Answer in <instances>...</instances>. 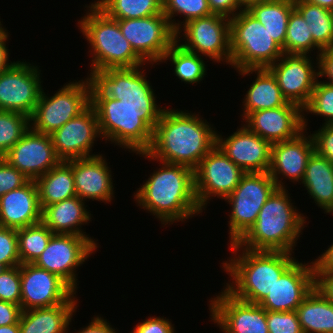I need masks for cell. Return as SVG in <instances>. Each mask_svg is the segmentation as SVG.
I'll list each match as a JSON object with an SVG mask.
<instances>
[{"label": "cell", "mask_w": 333, "mask_h": 333, "mask_svg": "<svg viewBox=\"0 0 333 333\" xmlns=\"http://www.w3.org/2000/svg\"><path fill=\"white\" fill-rule=\"evenodd\" d=\"M21 314V306L0 300V326L19 323Z\"/></svg>", "instance_id": "681fc988"}, {"label": "cell", "mask_w": 333, "mask_h": 333, "mask_svg": "<svg viewBox=\"0 0 333 333\" xmlns=\"http://www.w3.org/2000/svg\"><path fill=\"white\" fill-rule=\"evenodd\" d=\"M303 333H333V303L316 287L297 307Z\"/></svg>", "instance_id": "1f68e13d"}, {"label": "cell", "mask_w": 333, "mask_h": 333, "mask_svg": "<svg viewBox=\"0 0 333 333\" xmlns=\"http://www.w3.org/2000/svg\"><path fill=\"white\" fill-rule=\"evenodd\" d=\"M28 63L14 61L0 72V110L22 113L30 118L43 88L39 67Z\"/></svg>", "instance_id": "9a60e30c"}, {"label": "cell", "mask_w": 333, "mask_h": 333, "mask_svg": "<svg viewBox=\"0 0 333 333\" xmlns=\"http://www.w3.org/2000/svg\"><path fill=\"white\" fill-rule=\"evenodd\" d=\"M89 213L85 201L75 196L44 207L41 212V221L53 233L85 236L98 248L96 240L81 229L82 225L91 221V213Z\"/></svg>", "instance_id": "4316f807"}, {"label": "cell", "mask_w": 333, "mask_h": 333, "mask_svg": "<svg viewBox=\"0 0 333 333\" xmlns=\"http://www.w3.org/2000/svg\"><path fill=\"white\" fill-rule=\"evenodd\" d=\"M2 158L29 180H36L61 161L51 136L31 128Z\"/></svg>", "instance_id": "44dd1931"}, {"label": "cell", "mask_w": 333, "mask_h": 333, "mask_svg": "<svg viewBox=\"0 0 333 333\" xmlns=\"http://www.w3.org/2000/svg\"><path fill=\"white\" fill-rule=\"evenodd\" d=\"M29 179L0 157V197L25 185Z\"/></svg>", "instance_id": "f6af8a7d"}, {"label": "cell", "mask_w": 333, "mask_h": 333, "mask_svg": "<svg viewBox=\"0 0 333 333\" xmlns=\"http://www.w3.org/2000/svg\"><path fill=\"white\" fill-rule=\"evenodd\" d=\"M0 333H20L19 323L0 326Z\"/></svg>", "instance_id": "6f0895ef"}, {"label": "cell", "mask_w": 333, "mask_h": 333, "mask_svg": "<svg viewBox=\"0 0 333 333\" xmlns=\"http://www.w3.org/2000/svg\"><path fill=\"white\" fill-rule=\"evenodd\" d=\"M50 136L56 155L61 161L99 155L91 154L96 138L102 139L96 110L89 105Z\"/></svg>", "instance_id": "ffe728a7"}, {"label": "cell", "mask_w": 333, "mask_h": 333, "mask_svg": "<svg viewBox=\"0 0 333 333\" xmlns=\"http://www.w3.org/2000/svg\"><path fill=\"white\" fill-rule=\"evenodd\" d=\"M231 66L241 69L269 68L284 53L265 27L247 10L230 18Z\"/></svg>", "instance_id": "ba28073f"}, {"label": "cell", "mask_w": 333, "mask_h": 333, "mask_svg": "<svg viewBox=\"0 0 333 333\" xmlns=\"http://www.w3.org/2000/svg\"><path fill=\"white\" fill-rule=\"evenodd\" d=\"M210 299V319L223 333H269L266 310L259 304L240 300L225 288Z\"/></svg>", "instance_id": "ac0fdd59"}, {"label": "cell", "mask_w": 333, "mask_h": 333, "mask_svg": "<svg viewBox=\"0 0 333 333\" xmlns=\"http://www.w3.org/2000/svg\"><path fill=\"white\" fill-rule=\"evenodd\" d=\"M269 333H303L296 311H266Z\"/></svg>", "instance_id": "ee69618b"}, {"label": "cell", "mask_w": 333, "mask_h": 333, "mask_svg": "<svg viewBox=\"0 0 333 333\" xmlns=\"http://www.w3.org/2000/svg\"><path fill=\"white\" fill-rule=\"evenodd\" d=\"M35 182L41 210L50 204L77 196L72 174V160L60 161Z\"/></svg>", "instance_id": "4dcf8cb0"}, {"label": "cell", "mask_w": 333, "mask_h": 333, "mask_svg": "<svg viewBox=\"0 0 333 333\" xmlns=\"http://www.w3.org/2000/svg\"><path fill=\"white\" fill-rule=\"evenodd\" d=\"M182 27L175 39L184 49L209 57L213 62L231 65L230 18L211 14L191 20ZM182 31L183 36L180 34ZM180 40H183L182 44Z\"/></svg>", "instance_id": "8fae6325"}, {"label": "cell", "mask_w": 333, "mask_h": 333, "mask_svg": "<svg viewBox=\"0 0 333 333\" xmlns=\"http://www.w3.org/2000/svg\"><path fill=\"white\" fill-rule=\"evenodd\" d=\"M58 90L49 97L42 89L30 117V128L35 132L51 135L90 105L89 86L86 79L69 82Z\"/></svg>", "instance_id": "30bf717a"}, {"label": "cell", "mask_w": 333, "mask_h": 333, "mask_svg": "<svg viewBox=\"0 0 333 333\" xmlns=\"http://www.w3.org/2000/svg\"><path fill=\"white\" fill-rule=\"evenodd\" d=\"M22 311L72 303L76 292L58 275L33 263L20 264Z\"/></svg>", "instance_id": "2e32d148"}, {"label": "cell", "mask_w": 333, "mask_h": 333, "mask_svg": "<svg viewBox=\"0 0 333 333\" xmlns=\"http://www.w3.org/2000/svg\"><path fill=\"white\" fill-rule=\"evenodd\" d=\"M0 300L20 306L21 276L20 265L0 269Z\"/></svg>", "instance_id": "b9f144b4"}, {"label": "cell", "mask_w": 333, "mask_h": 333, "mask_svg": "<svg viewBox=\"0 0 333 333\" xmlns=\"http://www.w3.org/2000/svg\"><path fill=\"white\" fill-rule=\"evenodd\" d=\"M315 152L333 163V124H322L311 134Z\"/></svg>", "instance_id": "bcb514c9"}, {"label": "cell", "mask_w": 333, "mask_h": 333, "mask_svg": "<svg viewBox=\"0 0 333 333\" xmlns=\"http://www.w3.org/2000/svg\"><path fill=\"white\" fill-rule=\"evenodd\" d=\"M294 8L306 21L314 43L321 50L333 47V11L304 0H294Z\"/></svg>", "instance_id": "836d02e7"}, {"label": "cell", "mask_w": 333, "mask_h": 333, "mask_svg": "<svg viewBox=\"0 0 333 333\" xmlns=\"http://www.w3.org/2000/svg\"><path fill=\"white\" fill-rule=\"evenodd\" d=\"M94 4L114 20L145 18L163 13V0H96Z\"/></svg>", "instance_id": "d590c367"}, {"label": "cell", "mask_w": 333, "mask_h": 333, "mask_svg": "<svg viewBox=\"0 0 333 333\" xmlns=\"http://www.w3.org/2000/svg\"><path fill=\"white\" fill-rule=\"evenodd\" d=\"M6 28L2 27L1 21H0V34L5 30Z\"/></svg>", "instance_id": "91938a15"}, {"label": "cell", "mask_w": 333, "mask_h": 333, "mask_svg": "<svg viewBox=\"0 0 333 333\" xmlns=\"http://www.w3.org/2000/svg\"><path fill=\"white\" fill-rule=\"evenodd\" d=\"M238 72L244 77L254 72L257 75L242 102L243 120L252 112L282 107L288 102L282 96L276 77L268 68L241 69Z\"/></svg>", "instance_id": "f1b7e54d"}, {"label": "cell", "mask_w": 333, "mask_h": 333, "mask_svg": "<svg viewBox=\"0 0 333 333\" xmlns=\"http://www.w3.org/2000/svg\"><path fill=\"white\" fill-rule=\"evenodd\" d=\"M208 4L213 14H219L228 18L234 17L238 10H242L236 0H208Z\"/></svg>", "instance_id": "f907efd6"}, {"label": "cell", "mask_w": 333, "mask_h": 333, "mask_svg": "<svg viewBox=\"0 0 333 333\" xmlns=\"http://www.w3.org/2000/svg\"><path fill=\"white\" fill-rule=\"evenodd\" d=\"M80 330L76 333H117L116 329L107 322V319L100 316L93 317L89 325Z\"/></svg>", "instance_id": "f5cc1de1"}, {"label": "cell", "mask_w": 333, "mask_h": 333, "mask_svg": "<svg viewBox=\"0 0 333 333\" xmlns=\"http://www.w3.org/2000/svg\"><path fill=\"white\" fill-rule=\"evenodd\" d=\"M53 234L42 221L17 229L18 253L21 264L34 263L46 249Z\"/></svg>", "instance_id": "8d00e7d4"}, {"label": "cell", "mask_w": 333, "mask_h": 333, "mask_svg": "<svg viewBox=\"0 0 333 333\" xmlns=\"http://www.w3.org/2000/svg\"><path fill=\"white\" fill-rule=\"evenodd\" d=\"M245 172L215 145L194 169L195 195L201 210L212 197L225 199L237 187Z\"/></svg>", "instance_id": "4fadbf2b"}, {"label": "cell", "mask_w": 333, "mask_h": 333, "mask_svg": "<svg viewBox=\"0 0 333 333\" xmlns=\"http://www.w3.org/2000/svg\"><path fill=\"white\" fill-rule=\"evenodd\" d=\"M30 118L18 112L0 110V157H3L29 130Z\"/></svg>", "instance_id": "ab89813d"}, {"label": "cell", "mask_w": 333, "mask_h": 333, "mask_svg": "<svg viewBox=\"0 0 333 333\" xmlns=\"http://www.w3.org/2000/svg\"><path fill=\"white\" fill-rule=\"evenodd\" d=\"M162 164L134 193L138 206L169 225L192 218L203 211L194 189V170L181 164Z\"/></svg>", "instance_id": "7a4b0ae2"}, {"label": "cell", "mask_w": 333, "mask_h": 333, "mask_svg": "<svg viewBox=\"0 0 333 333\" xmlns=\"http://www.w3.org/2000/svg\"><path fill=\"white\" fill-rule=\"evenodd\" d=\"M315 287L333 303V271H315Z\"/></svg>", "instance_id": "816d5d0a"}, {"label": "cell", "mask_w": 333, "mask_h": 333, "mask_svg": "<svg viewBox=\"0 0 333 333\" xmlns=\"http://www.w3.org/2000/svg\"><path fill=\"white\" fill-rule=\"evenodd\" d=\"M316 49L319 55L321 49L314 43L312 32L302 15L294 9L288 20L283 52L297 54H309L310 52L311 54V51Z\"/></svg>", "instance_id": "74e56055"}, {"label": "cell", "mask_w": 333, "mask_h": 333, "mask_svg": "<svg viewBox=\"0 0 333 333\" xmlns=\"http://www.w3.org/2000/svg\"><path fill=\"white\" fill-rule=\"evenodd\" d=\"M305 112L324 117L323 124H333V85L318 79L308 104L303 108Z\"/></svg>", "instance_id": "60d3db41"}, {"label": "cell", "mask_w": 333, "mask_h": 333, "mask_svg": "<svg viewBox=\"0 0 333 333\" xmlns=\"http://www.w3.org/2000/svg\"><path fill=\"white\" fill-rule=\"evenodd\" d=\"M97 247L85 236L54 233L46 249L33 264L58 275L77 292L75 272Z\"/></svg>", "instance_id": "7c38bea8"}, {"label": "cell", "mask_w": 333, "mask_h": 333, "mask_svg": "<svg viewBox=\"0 0 333 333\" xmlns=\"http://www.w3.org/2000/svg\"><path fill=\"white\" fill-rule=\"evenodd\" d=\"M238 6L242 9V10H247L251 5H254L262 0H236Z\"/></svg>", "instance_id": "680465c9"}, {"label": "cell", "mask_w": 333, "mask_h": 333, "mask_svg": "<svg viewBox=\"0 0 333 333\" xmlns=\"http://www.w3.org/2000/svg\"><path fill=\"white\" fill-rule=\"evenodd\" d=\"M310 54L283 53L268 69L276 77L282 96L302 109L308 104L319 78L318 59ZM314 67V68H313Z\"/></svg>", "instance_id": "e0dca14e"}, {"label": "cell", "mask_w": 333, "mask_h": 333, "mask_svg": "<svg viewBox=\"0 0 333 333\" xmlns=\"http://www.w3.org/2000/svg\"><path fill=\"white\" fill-rule=\"evenodd\" d=\"M286 186L276 188L261 208L256 223L236 242L252 251L294 253L306 218L291 203Z\"/></svg>", "instance_id": "277c9868"}, {"label": "cell", "mask_w": 333, "mask_h": 333, "mask_svg": "<svg viewBox=\"0 0 333 333\" xmlns=\"http://www.w3.org/2000/svg\"><path fill=\"white\" fill-rule=\"evenodd\" d=\"M277 188L268 172L245 173L237 187L224 200L232 207L229 215V241L236 243L257 221L258 214Z\"/></svg>", "instance_id": "9c48e42d"}, {"label": "cell", "mask_w": 333, "mask_h": 333, "mask_svg": "<svg viewBox=\"0 0 333 333\" xmlns=\"http://www.w3.org/2000/svg\"><path fill=\"white\" fill-rule=\"evenodd\" d=\"M9 32L5 29L0 34V72L9 68L14 62H11L9 58V49L6 47V40L9 37ZM10 61V63H9Z\"/></svg>", "instance_id": "11a10c76"}, {"label": "cell", "mask_w": 333, "mask_h": 333, "mask_svg": "<svg viewBox=\"0 0 333 333\" xmlns=\"http://www.w3.org/2000/svg\"><path fill=\"white\" fill-rule=\"evenodd\" d=\"M224 138L216 134V145L245 173L268 172L272 144L251 132L245 125Z\"/></svg>", "instance_id": "603a6c76"}, {"label": "cell", "mask_w": 333, "mask_h": 333, "mask_svg": "<svg viewBox=\"0 0 333 333\" xmlns=\"http://www.w3.org/2000/svg\"><path fill=\"white\" fill-rule=\"evenodd\" d=\"M20 264L17 229L0 226V267L9 268Z\"/></svg>", "instance_id": "7bdbcfd3"}, {"label": "cell", "mask_w": 333, "mask_h": 333, "mask_svg": "<svg viewBox=\"0 0 333 333\" xmlns=\"http://www.w3.org/2000/svg\"><path fill=\"white\" fill-rule=\"evenodd\" d=\"M95 110L102 139L134 153L146 152L150 148L153 130L163 112L130 109L114 98L102 101Z\"/></svg>", "instance_id": "8992f818"}, {"label": "cell", "mask_w": 333, "mask_h": 333, "mask_svg": "<svg viewBox=\"0 0 333 333\" xmlns=\"http://www.w3.org/2000/svg\"><path fill=\"white\" fill-rule=\"evenodd\" d=\"M117 21L134 51L152 66L154 63H161L165 53L176 41V33L163 13Z\"/></svg>", "instance_id": "5bb4252c"}, {"label": "cell", "mask_w": 333, "mask_h": 333, "mask_svg": "<svg viewBox=\"0 0 333 333\" xmlns=\"http://www.w3.org/2000/svg\"><path fill=\"white\" fill-rule=\"evenodd\" d=\"M77 23L92 55L90 70L135 68L146 62L134 51L123 36L117 20L109 18L94 3Z\"/></svg>", "instance_id": "5b68a950"}, {"label": "cell", "mask_w": 333, "mask_h": 333, "mask_svg": "<svg viewBox=\"0 0 333 333\" xmlns=\"http://www.w3.org/2000/svg\"><path fill=\"white\" fill-rule=\"evenodd\" d=\"M244 122L251 132L271 144L294 139L303 131L307 133L308 127L303 109L291 102L282 107L252 112Z\"/></svg>", "instance_id": "d6986e66"}, {"label": "cell", "mask_w": 333, "mask_h": 333, "mask_svg": "<svg viewBox=\"0 0 333 333\" xmlns=\"http://www.w3.org/2000/svg\"><path fill=\"white\" fill-rule=\"evenodd\" d=\"M202 119L195 112L165 108L153 130L150 148L137 154L152 161L181 164L194 170L216 145L217 131Z\"/></svg>", "instance_id": "6da1fadb"}, {"label": "cell", "mask_w": 333, "mask_h": 333, "mask_svg": "<svg viewBox=\"0 0 333 333\" xmlns=\"http://www.w3.org/2000/svg\"><path fill=\"white\" fill-rule=\"evenodd\" d=\"M313 261L315 271H333V243Z\"/></svg>", "instance_id": "db71d44e"}, {"label": "cell", "mask_w": 333, "mask_h": 333, "mask_svg": "<svg viewBox=\"0 0 333 333\" xmlns=\"http://www.w3.org/2000/svg\"><path fill=\"white\" fill-rule=\"evenodd\" d=\"M316 59H318L319 78L327 77L328 81L324 82L333 85V47L321 50Z\"/></svg>", "instance_id": "c3c4849f"}, {"label": "cell", "mask_w": 333, "mask_h": 333, "mask_svg": "<svg viewBox=\"0 0 333 333\" xmlns=\"http://www.w3.org/2000/svg\"><path fill=\"white\" fill-rule=\"evenodd\" d=\"M41 212L35 180L0 197V226L19 229L39 223Z\"/></svg>", "instance_id": "484cf974"}, {"label": "cell", "mask_w": 333, "mask_h": 333, "mask_svg": "<svg viewBox=\"0 0 333 333\" xmlns=\"http://www.w3.org/2000/svg\"><path fill=\"white\" fill-rule=\"evenodd\" d=\"M305 2L319 5L333 11V0H304Z\"/></svg>", "instance_id": "9f6ffc18"}, {"label": "cell", "mask_w": 333, "mask_h": 333, "mask_svg": "<svg viewBox=\"0 0 333 333\" xmlns=\"http://www.w3.org/2000/svg\"><path fill=\"white\" fill-rule=\"evenodd\" d=\"M90 71L86 80L90 105L94 109L102 101L114 98L121 100L130 109L164 110L156 103L154 89L146 79L143 65L135 68Z\"/></svg>", "instance_id": "52a82bcc"}, {"label": "cell", "mask_w": 333, "mask_h": 333, "mask_svg": "<svg viewBox=\"0 0 333 333\" xmlns=\"http://www.w3.org/2000/svg\"><path fill=\"white\" fill-rule=\"evenodd\" d=\"M77 300L78 298L72 303L22 311L20 333H68L73 313L77 312Z\"/></svg>", "instance_id": "83f0119b"}, {"label": "cell", "mask_w": 333, "mask_h": 333, "mask_svg": "<svg viewBox=\"0 0 333 333\" xmlns=\"http://www.w3.org/2000/svg\"><path fill=\"white\" fill-rule=\"evenodd\" d=\"M111 168L102 154L72 159V174L77 196L109 203L113 200L114 187Z\"/></svg>", "instance_id": "d4e9b609"}, {"label": "cell", "mask_w": 333, "mask_h": 333, "mask_svg": "<svg viewBox=\"0 0 333 333\" xmlns=\"http://www.w3.org/2000/svg\"><path fill=\"white\" fill-rule=\"evenodd\" d=\"M314 287L313 261L303 264L296 260L276 281L272 290L259 305L266 311H296Z\"/></svg>", "instance_id": "7402d4cb"}, {"label": "cell", "mask_w": 333, "mask_h": 333, "mask_svg": "<svg viewBox=\"0 0 333 333\" xmlns=\"http://www.w3.org/2000/svg\"><path fill=\"white\" fill-rule=\"evenodd\" d=\"M201 56L184 49L175 41L165 53L161 62L170 60L174 65V74L181 82L197 84L207 75V65Z\"/></svg>", "instance_id": "e575fe53"}, {"label": "cell", "mask_w": 333, "mask_h": 333, "mask_svg": "<svg viewBox=\"0 0 333 333\" xmlns=\"http://www.w3.org/2000/svg\"><path fill=\"white\" fill-rule=\"evenodd\" d=\"M163 14L167 17L171 28L175 33L187 22L213 14L208 0H163ZM183 15V21L174 19L175 16ZM173 18V20H172ZM183 23V24H182Z\"/></svg>", "instance_id": "f35d334b"}, {"label": "cell", "mask_w": 333, "mask_h": 333, "mask_svg": "<svg viewBox=\"0 0 333 333\" xmlns=\"http://www.w3.org/2000/svg\"><path fill=\"white\" fill-rule=\"evenodd\" d=\"M294 0H262L247 11L254 16L282 48L284 47L288 20L294 10Z\"/></svg>", "instance_id": "d6a6232c"}, {"label": "cell", "mask_w": 333, "mask_h": 333, "mask_svg": "<svg viewBox=\"0 0 333 333\" xmlns=\"http://www.w3.org/2000/svg\"><path fill=\"white\" fill-rule=\"evenodd\" d=\"M173 325L167 318L152 316L138 323L131 333H175Z\"/></svg>", "instance_id": "7dc6e473"}, {"label": "cell", "mask_w": 333, "mask_h": 333, "mask_svg": "<svg viewBox=\"0 0 333 333\" xmlns=\"http://www.w3.org/2000/svg\"><path fill=\"white\" fill-rule=\"evenodd\" d=\"M314 152L312 135L306 136L304 131L294 139L272 144L268 173L275 181L277 188H284L283 177L294 183L302 181L306 165Z\"/></svg>", "instance_id": "cb8c5ba5"}, {"label": "cell", "mask_w": 333, "mask_h": 333, "mask_svg": "<svg viewBox=\"0 0 333 333\" xmlns=\"http://www.w3.org/2000/svg\"><path fill=\"white\" fill-rule=\"evenodd\" d=\"M301 183L318 207L333 214V163L314 152Z\"/></svg>", "instance_id": "f546056e"}, {"label": "cell", "mask_w": 333, "mask_h": 333, "mask_svg": "<svg viewBox=\"0 0 333 333\" xmlns=\"http://www.w3.org/2000/svg\"><path fill=\"white\" fill-rule=\"evenodd\" d=\"M233 258L224 261L222 268L233 278L224 287L234 297L255 304L272 290L276 281L296 261L292 253L283 251H252L230 244ZM239 251V254H237ZM238 255V256H236Z\"/></svg>", "instance_id": "3957f363"}]
</instances>
